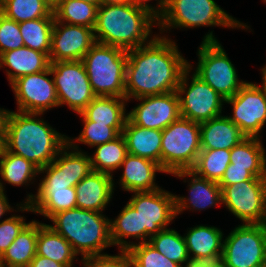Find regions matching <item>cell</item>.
<instances>
[{
	"label": "cell",
	"mask_w": 266,
	"mask_h": 267,
	"mask_svg": "<svg viewBox=\"0 0 266 267\" xmlns=\"http://www.w3.org/2000/svg\"><path fill=\"white\" fill-rule=\"evenodd\" d=\"M170 39L154 35L149 43L127 51L125 98L128 101L176 91L189 62Z\"/></svg>",
	"instance_id": "obj_1"
},
{
	"label": "cell",
	"mask_w": 266,
	"mask_h": 267,
	"mask_svg": "<svg viewBox=\"0 0 266 267\" xmlns=\"http://www.w3.org/2000/svg\"><path fill=\"white\" fill-rule=\"evenodd\" d=\"M43 113L6 111L4 119V148L24 157L39 169L50 164L67 144L66 135L40 119Z\"/></svg>",
	"instance_id": "obj_2"
},
{
	"label": "cell",
	"mask_w": 266,
	"mask_h": 267,
	"mask_svg": "<svg viewBox=\"0 0 266 267\" xmlns=\"http://www.w3.org/2000/svg\"><path fill=\"white\" fill-rule=\"evenodd\" d=\"M158 19L148 10L130 4L101 3L94 28L98 43L122 48L126 51L149 43L153 38V25ZM150 40H149V38ZM149 40V41H148Z\"/></svg>",
	"instance_id": "obj_3"
},
{
	"label": "cell",
	"mask_w": 266,
	"mask_h": 267,
	"mask_svg": "<svg viewBox=\"0 0 266 267\" xmlns=\"http://www.w3.org/2000/svg\"><path fill=\"white\" fill-rule=\"evenodd\" d=\"M103 212L73 208L54 214L49 225L63 236L73 250L82 258L101 255L109 246H113L110 237V219Z\"/></svg>",
	"instance_id": "obj_4"
},
{
	"label": "cell",
	"mask_w": 266,
	"mask_h": 267,
	"mask_svg": "<svg viewBox=\"0 0 266 267\" xmlns=\"http://www.w3.org/2000/svg\"><path fill=\"white\" fill-rule=\"evenodd\" d=\"M82 62L96 96L125 98L126 50L96 42Z\"/></svg>",
	"instance_id": "obj_5"
},
{
	"label": "cell",
	"mask_w": 266,
	"mask_h": 267,
	"mask_svg": "<svg viewBox=\"0 0 266 267\" xmlns=\"http://www.w3.org/2000/svg\"><path fill=\"white\" fill-rule=\"evenodd\" d=\"M157 22L161 34L178 27L181 29L222 26L244 30L250 28L226 13L214 0H167L166 8Z\"/></svg>",
	"instance_id": "obj_6"
},
{
	"label": "cell",
	"mask_w": 266,
	"mask_h": 267,
	"mask_svg": "<svg viewBox=\"0 0 266 267\" xmlns=\"http://www.w3.org/2000/svg\"><path fill=\"white\" fill-rule=\"evenodd\" d=\"M214 36L211 31L202 39L194 74L226 100L237 94L246 81L239 80L236 68Z\"/></svg>",
	"instance_id": "obj_7"
},
{
	"label": "cell",
	"mask_w": 266,
	"mask_h": 267,
	"mask_svg": "<svg viewBox=\"0 0 266 267\" xmlns=\"http://www.w3.org/2000/svg\"><path fill=\"white\" fill-rule=\"evenodd\" d=\"M200 151V123L180 117L162 130L161 168L164 173L191 170Z\"/></svg>",
	"instance_id": "obj_8"
},
{
	"label": "cell",
	"mask_w": 266,
	"mask_h": 267,
	"mask_svg": "<svg viewBox=\"0 0 266 267\" xmlns=\"http://www.w3.org/2000/svg\"><path fill=\"white\" fill-rule=\"evenodd\" d=\"M222 260L228 267H266V227L243 224L223 240Z\"/></svg>",
	"instance_id": "obj_9"
},
{
	"label": "cell",
	"mask_w": 266,
	"mask_h": 267,
	"mask_svg": "<svg viewBox=\"0 0 266 267\" xmlns=\"http://www.w3.org/2000/svg\"><path fill=\"white\" fill-rule=\"evenodd\" d=\"M192 69V64L188 63L176 89L181 117L202 123L221 116L225 99L194 73L188 82Z\"/></svg>",
	"instance_id": "obj_10"
},
{
	"label": "cell",
	"mask_w": 266,
	"mask_h": 267,
	"mask_svg": "<svg viewBox=\"0 0 266 267\" xmlns=\"http://www.w3.org/2000/svg\"><path fill=\"white\" fill-rule=\"evenodd\" d=\"M50 71L59 101L75 113H81L96 97L82 60L50 62Z\"/></svg>",
	"instance_id": "obj_11"
},
{
	"label": "cell",
	"mask_w": 266,
	"mask_h": 267,
	"mask_svg": "<svg viewBox=\"0 0 266 267\" xmlns=\"http://www.w3.org/2000/svg\"><path fill=\"white\" fill-rule=\"evenodd\" d=\"M220 187L222 204L243 224L265 223L266 177H253L251 180Z\"/></svg>",
	"instance_id": "obj_12"
},
{
	"label": "cell",
	"mask_w": 266,
	"mask_h": 267,
	"mask_svg": "<svg viewBox=\"0 0 266 267\" xmlns=\"http://www.w3.org/2000/svg\"><path fill=\"white\" fill-rule=\"evenodd\" d=\"M92 171L89 155L81 149L79 151V146H70L67 143L50 164L39 169V174L46 175L40 180L38 189L75 187Z\"/></svg>",
	"instance_id": "obj_13"
},
{
	"label": "cell",
	"mask_w": 266,
	"mask_h": 267,
	"mask_svg": "<svg viewBox=\"0 0 266 267\" xmlns=\"http://www.w3.org/2000/svg\"><path fill=\"white\" fill-rule=\"evenodd\" d=\"M128 201L140 214L142 243L167 226L176 218L175 195L162 187L154 191L133 192Z\"/></svg>",
	"instance_id": "obj_14"
},
{
	"label": "cell",
	"mask_w": 266,
	"mask_h": 267,
	"mask_svg": "<svg viewBox=\"0 0 266 267\" xmlns=\"http://www.w3.org/2000/svg\"><path fill=\"white\" fill-rule=\"evenodd\" d=\"M225 103L232 104V115L228 118L235 123L246 137L260 138L266 123V89L257 83L246 82L233 97Z\"/></svg>",
	"instance_id": "obj_15"
},
{
	"label": "cell",
	"mask_w": 266,
	"mask_h": 267,
	"mask_svg": "<svg viewBox=\"0 0 266 267\" xmlns=\"http://www.w3.org/2000/svg\"><path fill=\"white\" fill-rule=\"evenodd\" d=\"M50 66L47 70L17 78L10 85L17 101V111L43 113L59 107Z\"/></svg>",
	"instance_id": "obj_16"
},
{
	"label": "cell",
	"mask_w": 266,
	"mask_h": 267,
	"mask_svg": "<svg viewBox=\"0 0 266 267\" xmlns=\"http://www.w3.org/2000/svg\"><path fill=\"white\" fill-rule=\"evenodd\" d=\"M128 113V120L143 128L164 130L181 117L179 98L176 91L161 95L145 96Z\"/></svg>",
	"instance_id": "obj_17"
},
{
	"label": "cell",
	"mask_w": 266,
	"mask_h": 267,
	"mask_svg": "<svg viewBox=\"0 0 266 267\" xmlns=\"http://www.w3.org/2000/svg\"><path fill=\"white\" fill-rule=\"evenodd\" d=\"M95 43L94 29L54 19L49 60L50 62L82 60Z\"/></svg>",
	"instance_id": "obj_18"
},
{
	"label": "cell",
	"mask_w": 266,
	"mask_h": 267,
	"mask_svg": "<svg viewBox=\"0 0 266 267\" xmlns=\"http://www.w3.org/2000/svg\"><path fill=\"white\" fill-rule=\"evenodd\" d=\"M172 175L184 178V182L188 176L192 177L188 183L190 196L185 198L175 194L176 217L188 208L201 211L222 204V189L218 182L199 177L191 170L174 172Z\"/></svg>",
	"instance_id": "obj_19"
},
{
	"label": "cell",
	"mask_w": 266,
	"mask_h": 267,
	"mask_svg": "<svg viewBox=\"0 0 266 267\" xmlns=\"http://www.w3.org/2000/svg\"><path fill=\"white\" fill-rule=\"evenodd\" d=\"M113 175L92 171L76 186V208L102 212L114 193Z\"/></svg>",
	"instance_id": "obj_20"
},
{
	"label": "cell",
	"mask_w": 266,
	"mask_h": 267,
	"mask_svg": "<svg viewBox=\"0 0 266 267\" xmlns=\"http://www.w3.org/2000/svg\"><path fill=\"white\" fill-rule=\"evenodd\" d=\"M119 168L123 169L119 183L124 191H154L160 188L155 183L156 172H164L160 165L150 159L127 154Z\"/></svg>",
	"instance_id": "obj_21"
},
{
	"label": "cell",
	"mask_w": 266,
	"mask_h": 267,
	"mask_svg": "<svg viewBox=\"0 0 266 267\" xmlns=\"http://www.w3.org/2000/svg\"><path fill=\"white\" fill-rule=\"evenodd\" d=\"M36 193L28 194L23 204H17V211L39 213L50 219L57 212L76 208L75 187L65 189H38Z\"/></svg>",
	"instance_id": "obj_22"
},
{
	"label": "cell",
	"mask_w": 266,
	"mask_h": 267,
	"mask_svg": "<svg viewBox=\"0 0 266 267\" xmlns=\"http://www.w3.org/2000/svg\"><path fill=\"white\" fill-rule=\"evenodd\" d=\"M246 136L228 116H218L200 123L201 149H227L238 145Z\"/></svg>",
	"instance_id": "obj_23"
},
{
	"label": "cell",
	"mask_w": 266,
	"mask_h": 267,
	"mask_svg": "<svg viewBox=\"0 0 266 267\" xmlns=\"http://www.w3.org/2000/svg\"><path fill=\"white\" fill-rule=\"evenodd\" d=\"M4 66L11 69H5L11 84L21 76L47 70L50 60L45 53L23 46L0 55V68H5Z\"/></svg>",
	"instance_id": "obj_24"
},
{
	"label": "cell",
	"mask_w": 266,
	"mask_h": 267,
	"mask_svg": "<svg viewBox=\"0 0 266 267\" xmlns=\"http://www.w3.org/2000/svg\"><path fill=\"white\" fill-rule=\"evenodd\" d=\"M126 98L121 97H99L96 96L92 102L79 113L82 121H93L96 124H107L113 127L119 134L128 119L126 113Z\"/></svg>",
	"instance_id": "obj_25"
},
{
	"label": "cell",
	"mask_w": 266,
	"mask_h": 267,
	"mask_svg": "<svg viewBox=\"0 0 266 267\" xmlns=\"http://www.w3.org/2000/svg\"><path fill=\"white\" fill-rule=\"evenodd\" d=\"M122 135L129 154L150 159L161 167L162 130L143 128L127 119Z\"/></svg>",
	"instance_id": "obj_26"
},
{
	"label": "cell",
	"mask_w": 266,
	"mask_h": 267,
	"mask_svg": "<svg viewBox=\"0 0 266 267\" xmlns=\"http://www.w3.org/2000/svg\"><path fill=\"white\" fill-rule=\"evenodd\" d=\"M36 255L49 258L66 267H73L78 254L72 245L60 234L55 232L49 224L38 222V236Z\"/></svg>",
	"instance_id": "obj_27"
},
{
	"label": "cell",
	"mask_w": 266,
	"mask_h": 267,
	"mask_svg": "<svg viewBox=\"0 0 266 267\" xmlns=\"http://www.w3.org/2000/svg\"><path fill=\"white\" fill-rule=\"evenodd\" d=\"M262 140L246 137L230 149V163L234 167L246 168L254 177H266V151Z\"/></svg>",
	"instance_id": "obj_28"
},
{
	"label": "cell",
	"mask_w": 266,
	"mask_h": 267,
	"mask_svg": "<svg viewBox=\"0 0 266 267\" xmlns=\"http://www.w3.org/2000/svg\"><path fill=\"white\" fill-rule=\"evenodd\" d=\"M38 222H29L0 256L7 267H28L36 255Z\"/></svg>",
	"instance_id": "obj_29"
},
{
	"label": "cell",
	"mask_w": 266,
	"mask_h": 267,
	"mask_svg": "<svg viewBox=\"0 0 266 267\" xmlns=\"http://www.w3.org/2000/svg\"><path fill=\"white\" fill-rule=\"evenodd\" d=\"M110 237L113 246H119L120 250H128L135 242H128L126 238L141 240L142 228L139 212L128 202L120 211L117 218L110 219Z\"/></svg>",
	"instance_id": "obj_30"
},
{
	"label": "cell",
	"mask_w": 266,
	"mask_h": 267,
	"mask_svg": "<svg viewBox=\"0 0 266 267\" xmlns=\"http://www.w3.org/2000/svg\"><path fill=\"white\" fill-rule=\"evenodd\" d=\"M0 175V189L5 191L2 180L16 187L26 183L29 185L31 180L38 177L39 168L24 157L14 155L3 148L0 154Z\"/></svg>",
	"instance_id": "obj_31"
},
{
	"label": "cell",
	"mask_w": 266,
	"mask_h": 267,
	"mask_svg": "<svg viewBox=\"0 0 266 267\" xmlns=\"http://www.w3.org/2000/svg\"><path fill=\"white\" fill-rule=\"evenodd\" d=\"M187 231L184 238L189 256L196 257L223 253L224 234L219 228L215 226L197 225Z\"/></svg>",
	"instance_id": "obj_32"
},
{
	"label": "cell",
	"mask_w": 266,
	"mask_h": 267,
	"mask_svg": "<svg viewBox=\"0 0 266 267\" xmlns=\"http://www.w3.org/2000/svg\"><path fill=\"white\" fill-rule=\"evenodd\" d=\"M100 5L81 0H59L53 9L54 19L58 22L94 29Z\"/></svg>",
	"instance_id": "obj_33"
},
{
	"label": "cell",
	"mask_w": 266,
	"mask_h": 267,
	"mask_svg": "<svg viewBox=\"0 0 266 267\" xmlns=\"http://www.w3.org/2000/svg\"><path fill=\"white\" fill-rule=\"evenodd\" d=\"M93 156L89 155L93 171L113 175L128 154L124 136L120 134L114 140L95 146Z\"/></svg>",
	"instance_id": "obj_34"
},
{
	"label": "cell",
	"mask_w": 266,
	"mask_h": 267,
	"mask_svg": "<svg viewBox=\"0 0 266 267\" xmlns=\"http://www.w3.org/2000/svg\"><path fill=\"white\" fill-rule=\"evenodd\" d=\"M54 17L38 18L19 23L24 45L49 57Z\"/></svg>",
	"instance_id": "obj_35"
},
{
	"label": "cell",
	"mask_w": 266,
	"mask_h": 267,
	"mask_svg": "<svg viewBox=\"0 0 266 267\" xmlns=\"http://www.w3.org/2000/svg\"><path fill=\"white\" fill-rule=\"evenodd\" d=\"M230 164V150L201 149L192 167L197 176L219 182Z\"/></svg>",
	"instance_id": "obj_36"
},
{
	"label": "cell",
	"mask_w": 266,
	"mask_h": 267,
	"mask_svg": "<svg viewBox=\"0 0 266 267\" xmlns=\"http://www.w3.org/2000/svg\"><path fill=\"white\" fill-rule=\"evenodd\" d=\"M0 12L18 23L54 17L53 9L43 0H5L0 5Z\"/></svg>",
	"instance_id": "obj_37"
},
{
	"label": "cell",
	"mask_w": 266,
	"mask_h": 267,
	"mask_svg": "<svg viewBox=\"0 0 266 267\" xmlns=\"http://www.w3.org/2000/svg\"><path fill=\"white\" fill-rule=\"evenodd\" d=\"M151 244L157 251L166 256L169 260L183 265L189 257L184 236H181L174 229H164L150 237Z\"/></svg>",
	"instance_id": "obj_38"
},
{
	"label": "cell",
	"mask_w": 266,
	"mask_h": 267,
	"mask_svg": "<svg viewBox=\"0 0 266 267\" xmlns=\"http://www.w3.org/2000/svg\"><path fill=\"white\" fill-rule=\"evenodd\" d=\"M132 267H181L169 260L148 242L136 243L128 249Z\"/></svg>",
	"instance_id": "obj_39"
},
{
	"label": "cell",
	"mask_w": 266,
	"mask_h": 267,
	"mask_svg": "<svg viewBox=\"0 0 266 267\" xmlns=\"http://www.w3.org/2000/svg\"><path fill=\"white\" fill-rule=\"evenodd\" d=\"M84 126L77 138L67 137L70 146H76V142L95 147L114 140L120 134L107 124H96L93 121H82Z\"/></svg>",
	"instance_id": "obj_40"
},
{
	"label": "cell",
	"mask_w": 266,
	"mask_h": 267,
	"mask_svg": "<svg viewBox=\"0 0 266 267\" xmlns=\"http://www.w3.org/2000/svg\"><path fill=\"white\" fill-rule=\"evenodd\" d=\"M25 46L19 23L0 12V55Z\"/></svg>",
	"instance_id": "obj_41"
},
{
	"label": "cell",
	"mask_w": 266,
	"mask_h": 267,
	"mask_svg": "<svg viewBox=\"0 0 266 267\" xmlns=\"http://www.w3.org/2000/svg\"><path fill=\"white\" fill-rule=\"evenodd\" d=\"M25 217L13 214L0 221V256L8 249L21 230L28 224Z\"/></svg>",
	"instance_id": "obj_42"
},
{
	"label": "cell",
	"mask_w": 266,
	"mask_h": 267,
	"mask_svg": "<svg viewBox=\"0 0 266 267\" xmlns=\"http://www.w3.org/2000/svg\"><path fill=\"white\" fill-rule=\"evenodd\" d=\"M118 255H90L82 258L83 267H132L128 250H119Z\"/></svg>",
	"instance_id": "obj_43"
},
{
	"label": "cell",
	"mask_w": 266,
	"mask_h": 267,
	"mask_svg": "<svg viewBox=\"0 0 266 267\" xmlns=\"http://www.w3.org/2000/svg\"><path fill=\"white\" fill-rule=\"evenodd\" d=\"M253 177L254 176L246 168L234 167V165L230 163L218 184L219 186H228L251 180Z\"/></svg>",
	"instance_id": "obj_44"
},
{
	"label": "cell",
	"mask_w": 266,
	"mask_h": 267,
	"mask_svg": "<svg viewBox=\"0 0 266 267\" xmlns=\"http://www.w3.org/2000/svg\"><path fill=\"white\" fill-rule=\"evenodd\" d=\"M223 253H214L206 256H189L181 267H213L222 261Z\"/></svg>",
	"instance_id": "obj_45"
},
{
	"label": "cell",
	"mask_w": 266,
	"mask_h": 267,
	"mask_svg": "<svg viewBox=\"0 0 266 267\" xmlns=\"http://www.w3.org/2000/svg\"><path fill=\"white\" fill-rule=\"evenodd\" d=\"M149 1L152 0H132V4L148 10L158 19L163 14L166 8L167 0H156L158 3L156 7H153L151 4H149Z\"/></svg>",
	"instance_id": "obj_46"
},
{
	"label": "cell",
	"mask_w": 266,
	"mask_h": 267,
	"mask_svg": "<svg viewBox=\"0 0 266 267\" xmlns=\"http://www.w3.org/2000/svg\"><path fill=\"white\" fill-rule=\"evenodd\" d=\"M28 267H66L64 264L53 261L49 258L35 255Z\"/></svg>",
	"instance_id": "obj_47"
},
{
	"label": "cell",
	"mask_w": 266,
	"mask_h": 267,
	"mask_svg": "<svg viewBox=\"0 0 266 267\" xmlns=\"http://www.w3.org/2000/svg\"><path fill=\"white\" fill-rule=\"evenodd\" d=\"M6 193L0 189V219L4 216L5 213L14 211L8 202V198L5 195Z\"/></svg>",
	"instance_id": "obj_48"
},
{
	"label": "cell",
	"mask_w": 266,
	"mask_h": 267,
	"mask_svg": "<svg viewBox=\"0 0 266 267\" xmlns=\"http://www.w3.org/2000/svg\"><path fill=\"white\" fill-rule=\"evenodd\" d=\"M103 2L109 4H130L132 0H103Z\"/></svg>",
	"instance_id": "obj_49"
},
{
	"label": "cell",
	"mask_w": 266,
	"mask_h": 267,
	"mask_svg": "<svg viewBox=\"0 0 266 267\" xmlns=\"http://www.w3.org/2000/svg\"><path fill=\"white\" fill-rule=\"evenodd\" d=\"M6 109L0 108V130H4V119L6 115Z\"/></svg>",
	"instance_id": "obj_50"
},
{
	"label": "cell",
	"mask_w": 266,
	"mask_h": 267,
	"mask_svg": "<svg viewBox=\"0 0 266 267\" xmlns=\"http://www.w3.org/2000/svg\"><path fill=\"white\" fill-rule=\"evenodd\" d=\"M262 73V87L266 89V65L261 69Z\"/></svg>",
	"instance_id": "obj_51"
},
{
	"label": "cell",
	"mask_w": 266,
	"mask_h": 267,
	"mask_svg": "<svg viewBox=\"0 0 266 267\" xmlns=\"http://www.w3.org/2000/svg\"><path fill=\"white\" fill-rule=\"evenodd\" d=\"M4 148V130H0V154Z\"/></svg>",
	"instance_id": "obj_52"
},
{
	"label": "cell",
	"mask_w": 266,
	"mask_h": 267,
	"mask_svg": "<svg viewBox=\"0 0 266 267\" xmlns=\"http://www.w3.org/2000/svg\"><path fill=\"white\" fill-rule=\"evenodd\" d=\"M43 1L47 3L52 9H54L59 0H43Z\"/></svg>",
	"instance_id": "obj_53"
},
{
	"label": "cell",
	"mask_w": 266,
	"mask_h": 267,
	"mask_svg": "<svg viewBox=\"0 0 266 267\" xmlns=\"http://www.w3.org/2000/svg\"><path fill=\"white\" fill-rule=\"evenodd\" d=\"M87 3H91V4H101L103 3V0H81Z\"/></svg>",
	"instance_id": "obj_54"
},
{
	"label": "cell",
	"mask_w": 266,
	"mask_h": 267,
	"mask_svg": "<svg viewBox=\"0 0 266 267\" xmlns=\"http://www.w3.org/2000/svg\"><path fill=\"white\" fill-rule=\"evenodd\" d=\"M213 267H228L225 262L222 260L220 263H218L217 265L213 266Z\"/></svg>",
	"instance_id": "obj_55"
},
{
	"label": "cell",
	"mask_w": 266,
	"mask_h": 267,
	"mask_svg": "<svg viewBox=\"0 0 266 267\" xmlns=\"http://www.w3.org/2000/svg\"><path fill=\"white\" fill-rule=\"evenodd\" d=\"M0 267H7L0 259Z\"/></svg>",
	"instance_id": "obj_56"
}]
</instances>
